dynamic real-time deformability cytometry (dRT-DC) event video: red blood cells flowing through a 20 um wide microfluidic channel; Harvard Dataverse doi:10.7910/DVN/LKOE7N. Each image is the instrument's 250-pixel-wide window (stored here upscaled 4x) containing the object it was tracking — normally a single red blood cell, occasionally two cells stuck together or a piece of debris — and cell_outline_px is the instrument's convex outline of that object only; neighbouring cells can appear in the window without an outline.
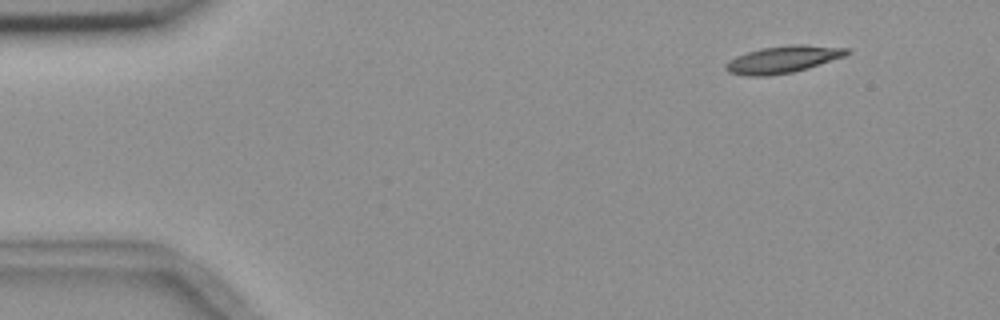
{"species": "common noctule bat (a hibernating species)", "species_latin": "Nyctalus noctula", "temperature_condition": "room temperature", "stored_images_in_passage": 4, "camera_frame_rate_fps": 3000, "um_per_image_px": 0.085, "animal": {"sex": "female", "body_mass_g": 18.4}, "frame": {"image": 1, "passage_image": 2, "time_ms": 1.0, "image_size_px": [1000, 320], "cell_outline_px": [[852, 52], [844, 56], [808, 68], [792, 72], [768, 76], [748, 76], [728, 72], [724, 68], [724, 64], [728, 60], [736, 56], [760, 48], [788, 44], [804, 44], [852, 48]], "centroid_in_image_um": [66.56, 5.03], "position_along_channel_um": 18.4, "area_um2": 19.36}}